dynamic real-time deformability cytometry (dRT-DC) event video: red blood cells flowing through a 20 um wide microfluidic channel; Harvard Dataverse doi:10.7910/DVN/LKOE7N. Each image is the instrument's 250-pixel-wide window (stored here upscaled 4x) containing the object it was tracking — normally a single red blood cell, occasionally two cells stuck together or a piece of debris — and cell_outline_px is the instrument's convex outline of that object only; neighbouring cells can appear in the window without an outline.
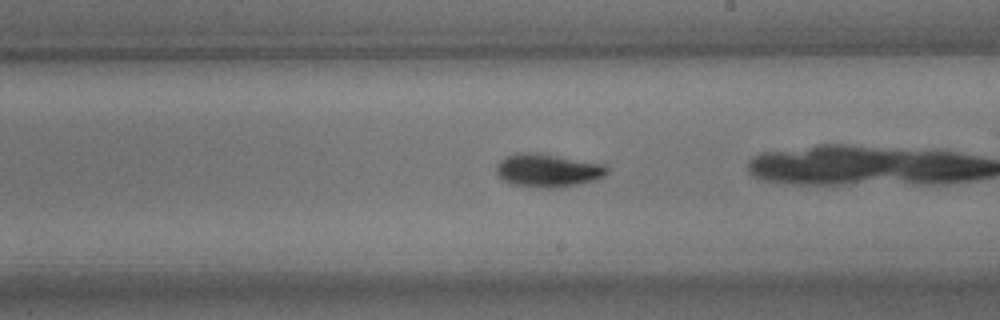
{"species": "common noctule bat (a hibernating species)", "species_latin": "Nyctalus noctula", "temperature_condition": "room temperature", "stored_images_in_passage": 49, "camera_frame_rate_fps": 3000, "um_per_image_px": 0.085, "animal": {"sex": "male", "body_mass_g": 15.6}, "frame": {"image": 1, "passage_image": 27, "time_ms": 8.667, "image_size_px": [1000, 320], "cell_outline_px": [[608, 172], [604, 176], [596, 180], [580, 184], [556, 188], [540, 188], [512, 184], [504, 180], [496, 172], [496, 164], [504, 156], [516, 152], [540, 152], [604, 164], [608, 168]], "centroid_in_image_um": [46.56, 14.47], "position_along_channel_um": 242.4, "area_um2": 21.85}}
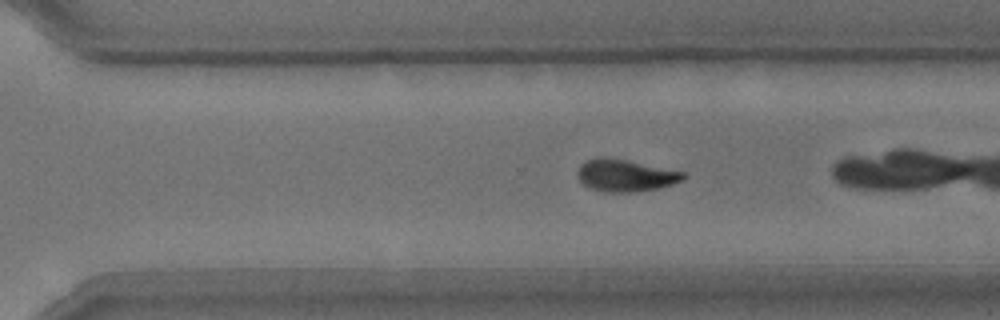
{"frame": {"image": 2, "passage_image": 33, "time_ms": 10.667, "image_size_px": [1000, 320], "cell_outline_px": [[684, 176], [680, 180], [672, 184], [660, 188], [632, 192], [604, 192], [592, 188], [584, 184], [580, 180], [576, 172], [580, 164], [588, 160], [600, 156], [624, 160], [684, 172]], "centroid_in_image_um": [53.11, 14.92], "position_along_channel_um": 317.5, "area_um2": 19.36}, "authors_computed_cell_mechanics": {"area_um2": 20.6346, "velocity_mm_per_s": 3.7655, "shape_relaxation_time_tau1_ms": 2.422, "shape_relaxation_time_tau2_ms": 2.3478, "deformation_change_tau1": 0.1249, "deformation_change_tau2": 0.0705}}